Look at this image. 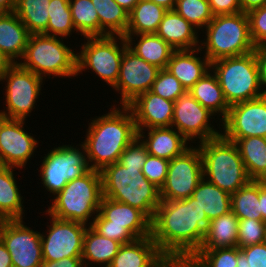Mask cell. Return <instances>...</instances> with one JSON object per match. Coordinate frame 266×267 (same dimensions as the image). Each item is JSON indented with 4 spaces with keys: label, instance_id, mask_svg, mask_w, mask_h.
I'll use <instances>...</instances> for the list:
<instances>
[{
    "label": "cell",
    "instance_id": "6da1fadb",
    "mask_svg": "<svg viewBox=\"0 0 266 267\" xmlns=\"http://www.w3.org/2000/svg\"><path fill=\"white\" fill-rule=\"evenodd\" d=\"M210 221L197 200H161L151 221V236L160 252L184 266L200 249Z\"/></svg>",
    "mask_w": 266,
    "mask_h": 267
},
{
    "label": "cell",
    "instance_id": "7a4b0ae2",
    "mask_svg": "<svg viewBox=\"0 0 266 267\" xmlns=\"http://www.w3.org/2000/svg\"><path fill=\"white\" fill-rule=\"evenodd\" d=\"M114 106L108 113L90 119L86 138L81 142L90 169L101 171L118 162L125 148L138 136L131 109Z\"/></svg>",
    "mask_w": 266,
    "mask_h": 267
},
{
    "label": "cell",
    "instance_id": "3957f363",
    "mask_svg": "<svg viewBox=\"0 0 266 267\" xmlns=\"http://www.w3.org/2000/svg\"><path fill=\"white\" fill-rule=\"evenodd\" d=\"M100 174L103 197L137 208L153 220L161 202L160 189L144 176L142 170L127 169L116 162L105 166Z\"/></svg>",
    "mask_w": 266,
    "mask_h": 267
},
{
    "label": "cell",
    "instance_id": "277c9868",
    "mask_svg": "<svg viewBox=\"0 0 266 267\" xmlns=\"http://www.w3.org/2000/svg\"><path fill=\"white\" fill-rule=\"evenodd\" d=\"M103 197L100 171L89 169L84 175L69 181L52 199L46 214L60 220L88 224L98 214ZM94 216V217H93Z\"/></svg>",
    "mask_w": 266,
    "mask_h": 267
},
{
    "label": "cell",
    "instance_id": "5b68a950",
    "mask_svg": "<svg viewBox=\"0 0 266 267\" xmlns=\"http://www.w3.org/2000/svg\"><path fill=\"white\" fill-rule=\"evenodd\" d=\"M198 143L207 181L230 195L251 181L234 142L220 135Z\"/></svg>",
    "mask_w": 266,
    "mask_h": 267
},
{
    "label": "cell",
    "instance_id": "8992f818",
    "mask_svg": "<svg viewBox=\"0 0 266 267\" xmlns=\"http://www.w3.org/2000/svg\"><path fill=\"white\" fill-rule=\"evenodd\" d=\"M206 39L200 50L212 63L215 60L241 56L256 50L249 28L247 13L216 15L204 28ZM205 48V50H203Z\"/></svg>",
    "mask_w": 266,
    "mask_h": 267
},
{
    "label": "cell",
    "instance_id": "52a82bcc",
    "mask_svg": "<svg viewBox=\"0 0 266 267\" xmlns=\"http://www.w3.org/2000/svg\"><path fill=\"white\" fill-rule=\"evenodd\" d=\"M63 39L45 34L30 35L22 60L18 64L44 79L51 75L61 78L76 77L77 53L66 46Z\"/></svg>",
    "mask_w": 266,
    "mask_h": 267
},
{
    "label": "cell",
    "instance_id": "ba28073f",
    "mask_svg": "<svg viewBox=\"0 0 266 267\" xmlns=\"http://www.w3.org/2000/svg\"><path fill=\"white\" fill-rule=\"evenodd\" d=\"M229 106L262 97L256 50L251 53L226 57L211 63Z\"/></svg>",
    "mask_w": 266,
    "mask_h": 267
},
{
    "label": "cell",
    "instance_id": "9c48e42d",
    "mask_svg": "<svg viewBox=\"0 0 266 267\" xmlns=\"http://www.w3.org/2000/svg\"><path fill=\"white\" fill-rule=\"evenodd\" d=\"M89 226L121 245L151 236V220L142 211L106 197H102L98 214Z\"/></svg>",
    "mask_w": 266,
    "mask_h": 267
},
{
    "label": "cell",
    "instance_id": "30bf717a",
    "mask_svg": "<svg viewBox=\"0 0 266 267\" xmlns=\"http://www.w3.org/2000/svg\"><path fill=\"white\" fill-rule=\"evenodd\" d=\"M84 38L87 42L81 43L82 50L77 52V76L83 71L91 69L107 85L113 87L119 77L122 55L128 47L125 37L95 36Z\"/></svg>",
    "mask_w": 266,
    "mask_h": 267
},
{
    "label": "cell",
    "instance_id": "8fae6325",
    "mask_svg": "<svg viewBox=\"0 0 266 267\" xmlns=\"http://www.w3.org/2000/svg\"><path fill=\"white\" fill-rule=\"evenodd\" d=\"M74 147L70 144L59 145L43 157L40 165L41 183L54 196L63 190L66 184L84 175L90 168L83 144Z\"/></svg>",
    "mask_w": 266,
    "mask_h": 267
},
{
    "label": "cell",
    "instance_id": "7c38bea8",
    "mask_svg": "<svg viewBox=\"0 0 266 267\" xmlns=\"http://www.w3.org/2000/svg\"><path fill=\"white\" fill-rule=\"evenodd\" d=\"M1 81L5 85V107L0 116L8 119H23L35 108L36 100L41 94L43 78L15 63Z\"/></svg>",
    "mask_w": 266,
    "mask_h": 267
},
{
    "label": "cell",
    "instance_id": "4fadbf2b",
    "mask_svg": "<svg viewBox=\"0 0 266 267\" xmlns=\"http://www.w3.org/2000/svg\"><path fill=\"white\" fill-rule=\"evenodd\" d=\"M202 179V155L198 146L192 145L183 154L169 160L166 181L160 189V199H186L192 196Z\"/></svg>",
    "mask_w": 266,
    "mask_h": 267
},
{
    "label": "cell",
    "instance_id": "5bb4252c",
    "mask_svg": "<svg viewBox=\"0 0 266 267\" xmlns=\"http://www.w3.org/2000/svg\"><path fill=\"white\" fill-rule=\"evenodd\" d=\"M23 223V219L2 220L0 239L10 253L13 267H39L43 262L41 233Z\"/></svg>",
    "mask_w": 266,
    "mask_h": 267
},
{
    "label": "cell",
    "instance_id": "9a60e30c",
    "mask_svg": "<svg viewBox=\"0 0 266 267\" xmlns=\"http://www.w3.org/2000/svg\"><path fill=\"white\" fill-rule=\"evenodd\" d=\"M209 109L202 106L188 91L174 101L171 127L175 128L189 142H202L222 135L213 128L210 119H215Z\"/></svg>",
    "mask_w": 266,
    "mask_h": 267
},
{
    "label": "cell",
    "instance_id": "2e32d148",
    "mask_svg": "<svg viewBox=\"0 0 266 267\" xmlns=\"http://www.w3.org/2000/svg\"><path fill=\"white\" fill-rule=\"evenodd\" d=\"M49 216L51 224L47 226V234L43 232L40 235L43 261H59L65 257H81L84 234L88 225Z\"/></svg>",
    "mask_w": 266,
    "mask_h": 267
},
{
    "label": "cell",
    "instance_id": "e0dca14e",
    "mask_svg": "<svg viewBox=\"0 0 266 267\" xmlns=\"http://www.w3.org/2000/svg\"><path fill=\"white\" fill-rule=\"evenodd\" d=\"M222 124L226 139L266 138V95L231 105Z\"/></svg>",
    "mask_w": 266,
    "mask_h": 267
},
{
    "label": "cell",
    "instance_id": "ac0fdd59",
    "mask_svg": "<svg viewBox=\"0 0 266 267\" xmlns=\"http://www.w3.org/2000/svg\"><path fill=\"white\" fill-rule=\"evenodd\" d=\"M160 70L127 47L122 55L118 80L112 88L120 91V106H127L138 95L148 92Z\"/></svg>",
    "mask_w": 266,
    "mask_h": 267
},
{
    "label": "cell",
    "instance_id": "d6986e66",
    "mask_svg": "<svg viewBox=\"0 0 266 267\" xmlns=\"http://www.w3.org/2000/svg\"><path fill=\"white\" fill-rule=\"evenodd\" d=\"M25 120L0 116V165L22 169L33 157L38 140L24 128Z\"/></svg>",
    "mask_w": 266,
    "mask_h": 267
},
{
    "label": "cell",
    "instance_id": "ffe728a7",
    "mask_svg": "<svg viewBox=\"0 0 266 267\" xmlns=\"http://www.w3.org/2000/svg\"><path fill=\"white\" fill-rule=\"evenodd\" d=\"M127 106L133 113L137 131L171 127L174 102L164 99L150 90L138 95Z\"/></svg>",
    "mask_w": 266,
    "mask_h": 267
},
{
    "label": "cell",
    "instance_id": "44dd1931",
    "mask_svg": "<svg viewBox=\"0 0 266 267\" xmlns=\"http://www.w3.org/2000/svg\"><path fill=\"white\" fill-rule=\"evenodd\" d=\"M159 250L152 236L122 244L109 267H175Z\"/></svg>",
    "mask_w": 266,
    "mask_h": 267
},
{
    "label": "cell",
    "instance_id": "7402d4cb",
    "mask_svg": "<svg viewBox=\"0 0 266 267\" xmlns=\"http://www.w3.org/2000/svg\"><path fill=\"white\" fill-rule=\"evenodd\" d=\"M146 131L147 135L138 131V137L149 155L171 160L190 148L188 140L173 127L149 128Z\"/></svg>",
    "mask_w": 266,
    "mask_h": 267
},
{
    "label": "cell",
    "instance_id": "603a6c76",
    "mask_svg": "<svg viewBox=\"0 0 266 267\" xmlns=\"http://www.w3.org/2000/svg\"><path fill=\"white\" fill-rule=\"evenodd\" d=\"M200 51V48L175 50L168 61L166 69L179 80L186 91L211 70V62L205 55L197 57Z\"/></svg>",
    "mask_w": 266,
    "mask_h": 267
},
{
    "label": "cell",
    "instance_id": "cb8c5ba5",
    "mask_svg": "<svg viewBox=\"0 0 266 267\" xmlns=\"http://www.w3.org/2000/svg\"><path fill=\"white\" fill-rule=\"evenodd\" d=\"M197 29L175 10H167L156 34L175 50L199 48Z\"/></svg>",
    "mask_w": 266,
    "mask_h": 267
},
{
    "label": "cell",
    "instance_id": "d4e9b609",
    "mask_svg": "<svg viewBox=\"0 0 266 267\" xmlns=\"http://www.w3.org/2000/svg\"><path fill=\"white\" fill-rule=\"evenodd\" d=\"M29 36L27 28L14 11L0 14V51L14 63L23 57Z\"/></svg>",
    "mask_w": 266,
    "mask_h": 267
},
{
    "label": "cell",
    "instance_id": "484cf974",
    "mask_svg": "<svg viewBox=\"0 0 266 267\" xmlns=\"http://www.w3.org/2000/svg\"><path fill=\"white\" fill-rule=\"evenodd\" d=\"M137 36L140 39L133 40ZM128 48L146 62L156 65L160 69H166L172 53L175 51L156 33L125 35ZM135 41V42H134ZM136 44V45H134Z\"/></svg>",
    "mask_w": 266,
    "mask_h": 267
},
{
    "label": "cell",
    "instance_id": "4316f807",
    "mask_svg": "<svg viewBox=\"0 0 266 267\" xmlns=\"http://www.w3.org/2000/svg\"><path fill=\"white\" fill-rule=\"evenodd\" d=\"M188 92L215 116L219 115L221 118L219 120L223 121L227 117L230 106L226 102L218 79L212 70L200 78Z\"/></svg>",
    "mask_w": 266,
    "mask_h": 267
},
{
    "label": "cell",
    "instance_id": "83f0119b",
    "mask_svg": "<svg viewBox=\"0 0 266 267\" xmlns=\"http://www.w3.org/2000/svg\"><path fill=\"white\" fill-rule=\"evenodd\" d=\"M236 144L251 180L266 181V138L227 139Z\"/></svg>",
    "mask_w": 266,
    "mask_h": 267
},
{
    "label": "cell",
    "instance_id": "f1b7e54d",
    "mask_svg": "<svg viewBox=\"0 0 266 267\" xmlns=\"http://www.w3.org/2000/svg\"><path fill=\"white\" fill-rule=\"evenodd\" d=\"M120 247L119 242L99 235L88 226L84 234L81 256L84 267H90L93 263L94 266L98 264L103 265L102 267H109Z\"/></svg>",
    "mask_w": 266,
    "mask_h": 267
},
{
    "label": "cell",
    "instance_id": "f546056e",
    "mask_svg": "<svg viewBox=\"0 0 266 267\" xmlns=\"http://www.w3.org/2000/svg\"><path fill=\"white\" fill-rule=\"evenodd\" d=\"M14 167L0 165V219H24L23 196L14 177ZM23 200V201H22Z\"/></svg>",
    "mask_w": 266,
    "mask_h": 267
},
{
    "label": "cell",
    "instance_id": "4dcf8cb0",
    "mask_svg": "<svg viewBox=\"0 0 266 267\" xmlns=\"http://www.w3.org/2000/svg\"><path fill=\"white\" fill-rule=\"evenodd\" d=\"M238 217L230 211L210 221L200 249L237 247Z\"/></svg>",
    "mask_w": 266,
    "mask_h": 267
},
{
    "label": "cell",
    "instance_id": "1f68e13d",
    "mask_svg": "<svg viewBox=\"0 0 266 267\" xmlns=\"http://www.w3.org/2000/svg\"><path fill=\"white\" fill-rule=\"evenodd\" d=\"M166 11L150 0H140L128 14L125 35L156 33Z\"/></svg>",
    "mask_w": 266,
    "mask_h": 267
},
{
    "label": "cell",
    "instance_id": "d6a6232c",
    "mask_svg": "<svg viewBox=\"0 0 266 267\" xmlns=\"http://www.w3.org/2000/svg\"><path fill=\"white\" fill-rule=\"evenodd\" d=\"M192 197L197 200L209 221L231 211V195L204 177L193 191Z\"/></svg>",
    "mask_w": 266,
    "mask_h": 267
},
{
    "label": "cell",
    "instance_id": "836d02e7",
    "mask_svg": "<svg viewBox=\"0 0 266 267\" xmlns=\"http://www.w3.org/2000/svg\"><path fill=\"white\" fill-rule=\"evenodd\" d=\"M99 17V36H125L128 12L115 0H91Z\"/></svg>",
    "mask_w": 266,
    "mask_h": 267
},
{
    "label": "cell",
    "instance_id": "e575fe53",
    "mask_svg": "<svg viewBox=\"0 0 266 267\" xmlns=\"http://www.w3.org/2000/svg\"><path fill=\"white\" fill-rule=\"evenodd\" d=\"M50 0H17L15 14L25 25L30 35H47Z\"/></svg>",
    "mask_w": 266,
    "mask_h": 267
},
{
    "label": "cell",
    "instance_id": "d590c367",
    "mask_svg": "<svg viewBox=\"0 0 266 267\" xmlns=\"http://www.w3.org/2000/svg\"><path fill=\"white\" fill-rule=\"evenodd\" d=\"M231 211L238 219L262 220L259 181L251 180L231 195Z\"/></svg>",
    "mask_w": 266,
    "mask_h": 267
},
{
    "label": "cell",
    "instance_id": "8d00e7d4",
    "mask_svg": "<svg viewBox=\"0 0 266 267\" xmlns=\"http://www.w3.org/2000/svg\"><path fill=\"white\" fill-rule=\"evenodd\" d=\"M76 34L83 37L99 36V17L91 0H69Z\"/></svg>",
    "mask_w": 266,
    "mask_h": 267
},
{
    "label": "cell",
    "instance_id": "74e56055",
    "mask_svg": "<svg viewBox=\"0 0 266 267\" xmlns=\"http://www.w3.org/2000/svg\"><path fill=\"white\" fill-rule=\"evenodd\" d=\"M47 35L65 38L75 32L69 0H50Z\"/></svg>",
    "mask_w": 266,
    "mask_h": 267
},
{
    "label": "cell",
    "instance_id": "f35d334b",
    "mask_svg": "<svg viewBox=\"0 0 266 267\" xmlns=\"http://www.w3.org/2000/svg\"><path fill=\"white\" fill-rule=\"evenodd\" d=\"M237 247L199 249L183 267H236Z\"/></svg>",
    "mask_w": 266,
    "mask_h": 267
},
{
    "label": "cell",
    "instance_id": "ab89813d",
    "mask_svg": "<svg viewBox=\"0 0 266 267\" xmlns=\"http://www.w3.org/2000/svg\"><path fill=\"white\" fill-rule=\"evenodd\" d=\"M174 10L197 30L204 29L214 17L208 0H176Z\"/></svg>",
    "mask_w": 266,
    "mask_h": 267
},
{
    "label": "cell",
    "instance_id": "60d3db41",
    "mask_svg": "<svg viewBox=\"0 0 266 267\" xmlns=\"http://www.w3.org/2000/svg\"><path fill=\"white\" fill-rule=\"evenodd\" d=\"M266 222L255 219H239L237 247L244 248L264 242Z\"/></svg>",
    "mask_w": 266,
    "mask_h": 267
},
{
    "label": "cell",
    "instance_id": "b9f144b4",
    "mask_svg": "<svg viewBox=\"0 0 266 267\" xmlns=\"http://www.w3.org/2000/svg\"><path fill=\"white\" fill-rule=\"evenodd\" d=\"M150 91L164 99L174 102L186 92V89L167 69H161Z\"/></svg>",
    "mask_w": 266,
    "mask_h": 267
},
{
    "label": "cell",
    "instance_id": "7bdbcfd3",
    "mask_svg": "<svg viewBox=\"0 0 266 267\" xmlns=\"http://www.w3.org/2000/svg\"><path fill=\"white\" fill-rule=\"evenodd\" d=\"M148 154L145 144L137 136L120 155L118 163L127 169L142 170Z\"/></svg>",
    "mask_w": 266,
    "mask_h": 267
},
{
    "label": "cell",
    "instance_id": "ee69618b",
    "mask_svg": "<svg viewBox=\"0 0 266 267\" xmlns=\"http://www.w3.org/2000/svg\"><path fill=\"white\" fill-rule=\"evenodd\" d=\"M168 165L169 160L148 154L142 173L151 183L161 189L166 181Z\"/></svg>",
    "mask_w": 266,
    "mask_h": 267
},
{
    "label": "cell",
    "instance_id": "f6af8a7d",
    "mask_svg": "<svg viewBox=\"0 0 266 267\" xmlns=\"http://www.w3.org/2000/svg\"><path fill=\"white\" fill-rule=\"evenodd\" d=\"M236 267H266V245L264 243L237 247Z\"/></svg>",
    "mask_w": 266,
    "mask_h": 267
},
{
    "label": "cell",
    "instance_id": "bcb514c9",
    "mask_svg": "<svg viewBox=\"0 0 266 267\" xmlns=\"http://www.w3.org/2000/svg\"><path fill=\"white\" fill-rule=\"evenodd\" d=\"M250 36L257 47L266 45V5L247 13Z\"/></svg>",
    "mask_w": 266,
    "mask_h": 267
},
{
    "label": "cell",
    "instance_id": "7dc6e473",
    "mask_svg": "<svg viewBox=\"0 0 266 267\" xmlns=\"http://www.w3.org/2000/svg\"><path fill=\"white\" fill-rule=\"evenodd\" d=\"M214 16L241 12L239 0H208Z\"/></svg>",
    "mask_w": 266,
    "mask_h": 267
},
{
    "label": "cell",
    "instance_id": "c3c4849f",
    "mask_svg": "<svg viewBox=\"0 0 266 267\" xmlns=\"http://www.w3.org/2000/svg\"><path fill=\"white\" fill-rule=\"evenodd\" d=\"M256 55L260 74V86L263 94L266 95V45L257 47Z\"/></svg>",
    "mask_w": 266,
    "mask_h": 267
},
{
    "label": "cell",
    "instance_id": "681fc988",
    "mask_svg": "<svg viewBox=\"0 0 266 267\" xmlns=\"http://www.w3.org/2000/svg\"><path fill=\"white\" fill-rule=\"evenodd\" d=\"M39 267H84L81 257H65L59 261H43Z\"/></svg>",
    "mask_w": 266,
    "mask_h": 267
},
{
    "label": "cell",
    "instance_id": "f907efd6",
    "mask_svg": "<svg viewBox=\"0 0 266 267\" xmlns=\"http://www.w3.org/2000/svg\"><path fill=\"white\" fill-rule=\"evenodd\" d=\"M241 12L248 13L266 5V0H239Z\"/></svg>",
    "mask_w": 266,
    "mask_h": 267
},
{
    "label": "cell",
    "instance_id": "816d5d0a",
    "mask_svg": "<svg viewBox=\"0 0 266 267\" xmlns=\"http://www.w3.org/2000/svg\"><path fill=\"white\" fill-rule=\"evenodd\" d=\"M259 202L262 220L266 222V181H259Z\"/></svg>",
    "mask_w": 266,
    "mask_h": 267
},
{
    "label": "cell",
    "instance_id": "f5cc1de1",
    "mask_svg": "<svg viewBox=\"0 0 266 267\" xmlns=\"http://www.w3.org/2000/svg\"><path fill=\"white\" fill-rule=\"evenodd\" d=\"M0 267H13L10 253L0 239Z\"/></svg>",
    "mask_w": 266,
    "mask_h": 267
},
{
    "label": "cell",
    "instance_id": "db71d44e",
    "mask_svg": "<svg viewBox=\"0 0 266 267\" xmlns=\"http://www.w3.org/2000/svg\"><path fill=\"white\" fill-rule=\"evenodd\" d=\"M14 64L15 63L9 57H7L2 51H0V81Z\"/></svg>",
    "mask_w": 266,
    "mask_h": 267
},
{
    "label": "cell",
    "instance_id": "11a10c76",
    "mask_svg": "<svg viewBox=\"0 0 266 267\" xmlns=\"http://www.w3.org/2000/svg\"><path fill=\"white\" fill-rule=\"evenodd\" d=\"M17 0H0V14L15 10Z\"/></svg>",
    "mask_w": 266,
    "mask_h": 267
},
{
    "label": "cell",
    "instance_id": "9f6ffc18",
    "mask_svg": "<svg viewBox=\"0 0 266 267\" xmlns=\"http://www.w3.org/2000/svg\"><path fill=\"white\" fill-rule=\"evenodd\" d=\"M115 1L129 13L140 0H115Z\"/></svg>",
    "mask_w": 266,
    "mask_h": 267
},
{
    "label": "cell",
    "instance_id": "6f0895ef",
    "mask_svg": "<svg viewBox=\"0 0 266 267\" xmlns=\"http://www.w3.org/2000/svg\"><path fill=\"white\" fill-rule=\"evenodd\" d=\"M157 5L164 7L166 10H174L176 0H150Z\"/></svg>",
    "mask_w": 266,
    "mask_h": 267
},
{
    "label": "cell",
    "instance_id": "680465c9",
    "mask_svg": "<svg viewBox=\"0 0 266 267\" xmlns=\"http://www.w3.org/2000/svg\"><path fill=\"white\" fill-rule=\"evenodd\" d=\"M263 243L266 245V232H265L264 242Z\"/></svg>",
    "mask_w": 266,
    "mask_h": 267
}]
</instances>
